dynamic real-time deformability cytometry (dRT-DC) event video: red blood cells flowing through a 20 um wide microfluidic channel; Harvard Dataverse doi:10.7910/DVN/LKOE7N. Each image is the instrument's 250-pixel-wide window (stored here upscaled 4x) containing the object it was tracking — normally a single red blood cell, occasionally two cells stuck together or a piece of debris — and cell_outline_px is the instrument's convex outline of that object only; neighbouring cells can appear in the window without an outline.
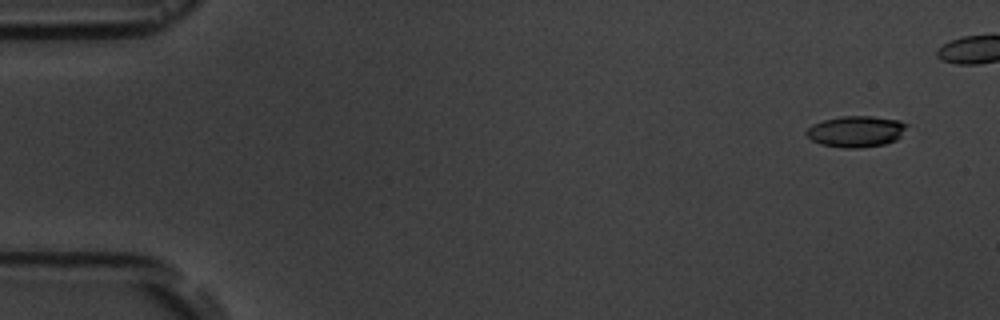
{"species": "common noctule bat (a hibernating species)", "species_latin": "Nyctalus noctula", "temperature_condition": "room temperature", "stored_images_in_passage": 6, "camera_frame_rate_fps": 3000, "um_per_image_px": 0.085, "animal": {"sex": "male", "body_mass_g": 19.5, "forearm_length_mm": 54.6}, "frame": {"image": 1, "passage_image": 1, "time_ms": 0.0, "image_size_px": [1000, 320], "cell_outline_px": [[908, 124], [900, 136], [896, 140], [884, 144], [860, 148], [844, 148], [820, 144], [812, 140], [804, 132], [812, 124], [824, 120], [840, 116], [872, 116], [900, 120]], "centroid_in_image_um": [72.75, 11.17], "position_along_channel_um": 12.2, "area_um2": 18.26}}
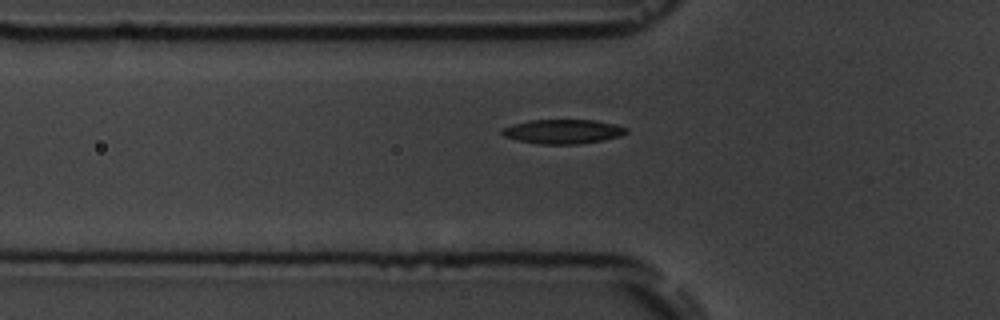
{"frame": {"image": 2, "passage_image": 6, "time_ms": 7.333, "image_size_px": [1000, 320], "cell_outline_px": [[628, 132], [620, 136], [604, 140], [576, 144], [540, 144], [516, 140], [504, 136], [500, 132], [500, 128], [512, 124], [528, 120], [596, 120], [628, 128]], "centroid_in_image_um": [47.8, 11.18], "position_along_channel_um": 78.0, "area_um2": 17.69}}